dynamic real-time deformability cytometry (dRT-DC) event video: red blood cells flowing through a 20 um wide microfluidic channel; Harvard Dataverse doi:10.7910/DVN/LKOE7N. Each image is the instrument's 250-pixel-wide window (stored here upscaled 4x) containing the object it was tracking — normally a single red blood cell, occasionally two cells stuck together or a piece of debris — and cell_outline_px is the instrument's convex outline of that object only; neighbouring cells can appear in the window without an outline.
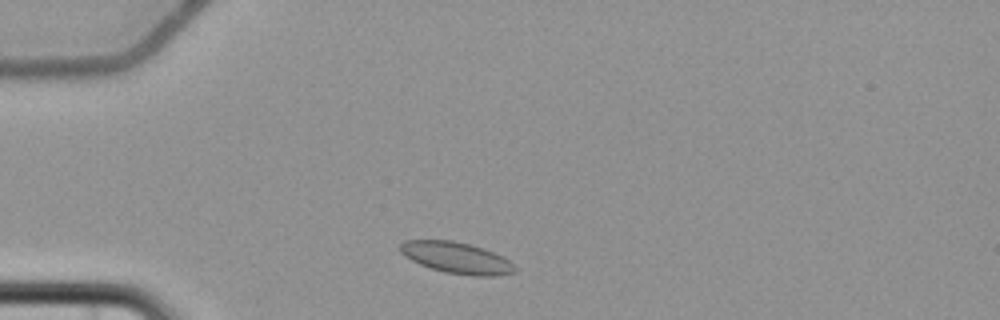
{"species": "common noctule bat (a hibernating species)", "species_latin": "Nyctalus noctula", "temperature_condition": "cold", "stored_images_in_passage": 5, "camera_frame_rate_fps": 3000, "um_per_image_px": 0.085, "animal": {"sex": "female", "body_mass_g": 22.7, "forearm_length_mm": 54.2}, "frame": {"image": 1, "passage_image": 1, "time_ms": 0.0, "image_size_px": [1000, 320], "cell_outline_px": [[516, 272], [496, 276], [472, 276], [448, 272], [432, 268], [420, 264], [412, 260], [400, 252], [400, 244], [404, 240], [452, 240], [484, 248], [504, 256], [516, 268]], "centroid_in_image_um": [38.83, 21.9], "position_along_channel_um": 46.2, "area_um2": 20.81}}
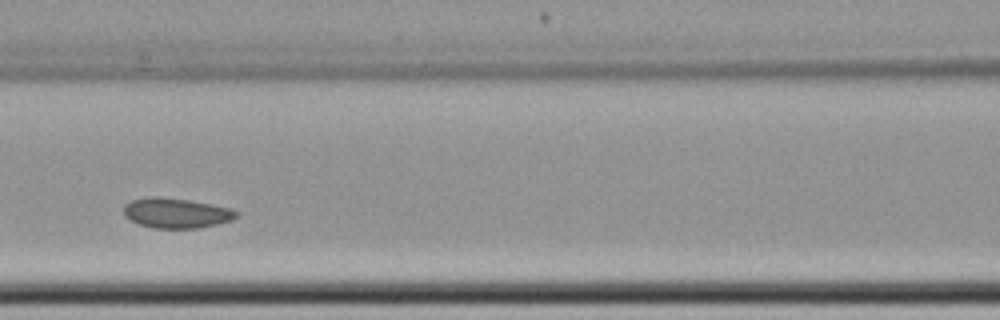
{"frame": {"image": 2, "passage_image": 4, "time_ms": 3.667, "image_size_px": [1000, 320], "cell_outline_px": [[240, 216], [232, 220], [200, 228], [152, 228], [140, 224], [124, 216], [124, 204], [132, 200], [148, 196], [156, 196], [188, 200], [232, 208], [240, 212]], "centroid_in_image_um": [15.01, 18.1], "position_along_channel_um": 151.6, "area_um2": 19.83}}
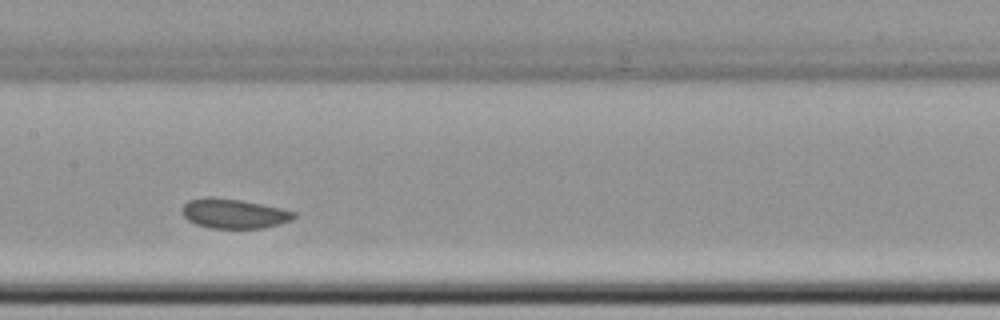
{"frame": {"image": 3, "passage_image": 5, "time_ms": 4.667, "image_size_px": [1000, 320], "cell_outline_px": [[296, 216], [292, 220], [280, 224], [264, 228], [208, 228], [196, 224], [188, 220], [180, 212], [184, 204], [188, 200], [208, 196], [240, 200], [280, 208], [296, 212]], "centroid_in_image_um": [19.86, 18.16], "position_along_channel_um": 187.5, "area_um2": 19.36}}